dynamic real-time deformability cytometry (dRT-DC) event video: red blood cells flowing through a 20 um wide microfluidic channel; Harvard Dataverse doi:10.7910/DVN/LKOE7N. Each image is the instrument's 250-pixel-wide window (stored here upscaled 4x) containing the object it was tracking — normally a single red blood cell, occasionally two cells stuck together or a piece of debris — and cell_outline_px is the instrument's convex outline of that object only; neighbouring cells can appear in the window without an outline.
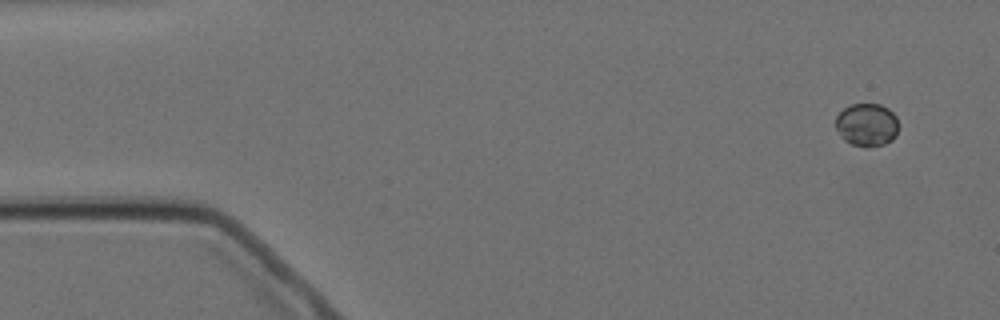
{"species": "Egyptian fruit bat (a non-hibernating species)", "species_latin": "Rousettus aegyptiacus", "temperature_condition": "cold", "stored_images_in_passage": 6, "camera_frame_rate_fps": 3000, "um_per_image_px": 0.085, "animal": {"sex": "female"}, "frame": {"image": 1, "passage_image": 1, "time_ms": 0.0, "image_size_px": [1000, 320], "cell_outline_px": [[896, 136], [892, 140], [884, 144], [868, 148], [864, 148], [852, 144], [844, 140], [840, 136], [836, 128], [836, 116], [848, 104], [880, 104], [888, 108], [896, 116]], "centroid_in_image_um": [73.65, 10.61], "position_along_channel_um": 11.3, "area_um2": 15.84}}
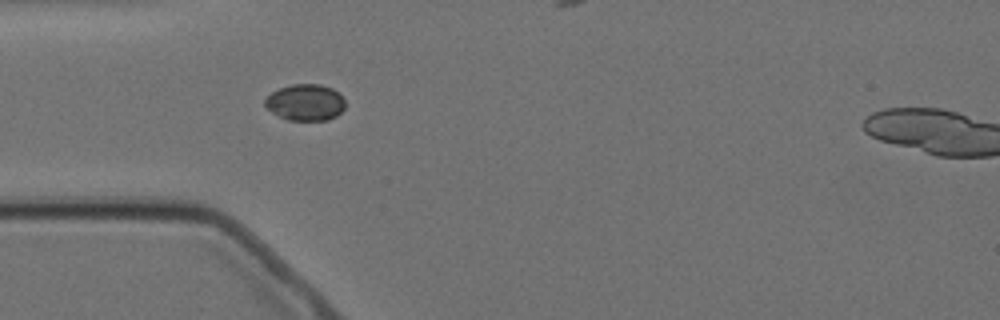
{"frame": {"image": 2, "passage_image": 5, "time_ms": 4.333, "image_size_px": [1000, 320], "cell_outline_px": [[344, 108], [336, 116], [328, 120], [288, 120], [272, 112], [264, 104], [264, 100], [272, 92], [280, 88], [292, 84], [320, 84], [332, 88], [344, 100]], "centroid_in_image_um": [25.95, 8.7], "position_along_channel_um": 59.1, "area_um2": 16.82}}